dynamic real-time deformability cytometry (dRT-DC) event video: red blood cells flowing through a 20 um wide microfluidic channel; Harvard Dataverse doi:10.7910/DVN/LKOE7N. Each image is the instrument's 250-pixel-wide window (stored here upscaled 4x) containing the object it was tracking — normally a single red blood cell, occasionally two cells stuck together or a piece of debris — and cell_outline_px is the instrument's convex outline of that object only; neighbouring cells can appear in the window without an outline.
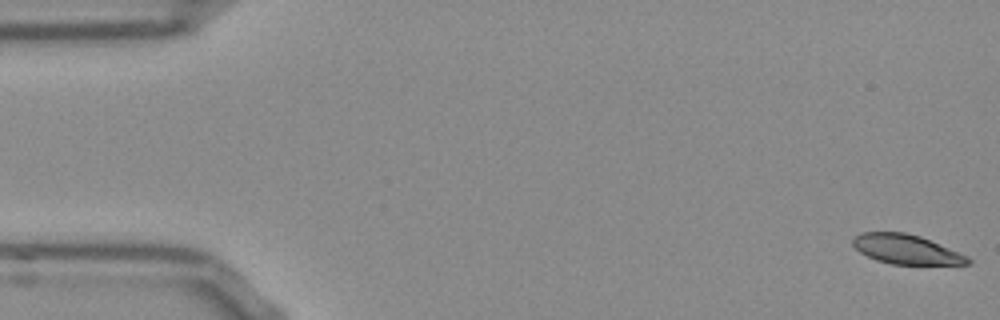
{"species": "Egyptian fruit bat (a non-hibernating species)", "species_latin": "Rousettus aegyptiacus", "temperature_condition": "room temperature", "stored_images_in_passage": 53, "camera_frame_rate_fps": 3000, "um_per_image_px": 0.085, "frame": {"image": 1, "passage_image": 1, "time_ms": 0.0, "image_size_px": [1000, 320], "cell_outline_px": [[972, 264], [892, 264], [876, 260], [860, 252], [852, 244], [852, 240], [860, 232], [904, 232], [920, 236], [968, 256], [972, 260]], "centroid_in_image_um": [77.03, 21.19], "position_along_channel_um": 8.0, "area_um2": 19.59}}
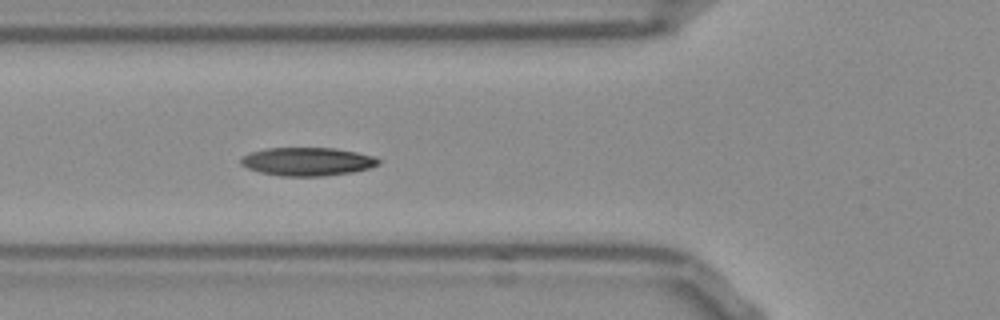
{"frame": {"image": 2, "passage_image": 19, "time_ms": 6.0, "image_size_px": [1000, 320], "cell_outline_px": [[380, 164], [368, 168], [352, 172], [320, 176], [280, 176], [260, 172], [248, 168], [240, 164], [240, 160], [248, 152], [268, 148], [336, 148], [356, 152], [372, 156], [380, 160]], "centroid_in_image_um": [26.1, 13.73], "position_along_channel_um": 99.7, "area_um2": 22.6}}
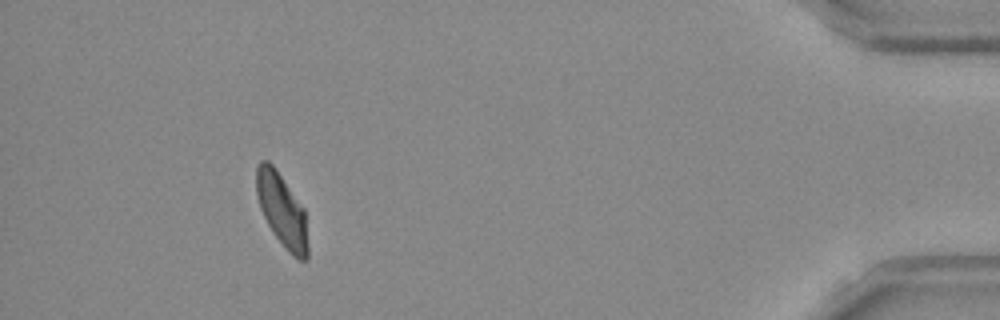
{"frame": {"image": 3, "passage_image": 49, "time_ms": 16.0, "image_size_px": [1000, 320], "cell_outline_px": [[308, 256], [304, 260], [300, 260], [292, 256], [288, 252], [272, 232], [260, 208], [256, 196], [256, 168], [260, 160], [268, 160], [272, 164], [304, 208], [308, 244]], "centroid_in_image_um": [23.95, 17.87], "position_along_channel_um": 411.2, "area_um2": 21.91}, "authors_computed_cell_mechanics": {"area_um2": 22.1374, "velocity_mm_per_s": 3.7658, "shape_relaxation_time_tau1_ms": 5.0532, "shape_relaxation_time_tau2_ms": 2.2332, "deformation_change_tau1": 0.1522, "deformation_change_tau2": 0.0561}}